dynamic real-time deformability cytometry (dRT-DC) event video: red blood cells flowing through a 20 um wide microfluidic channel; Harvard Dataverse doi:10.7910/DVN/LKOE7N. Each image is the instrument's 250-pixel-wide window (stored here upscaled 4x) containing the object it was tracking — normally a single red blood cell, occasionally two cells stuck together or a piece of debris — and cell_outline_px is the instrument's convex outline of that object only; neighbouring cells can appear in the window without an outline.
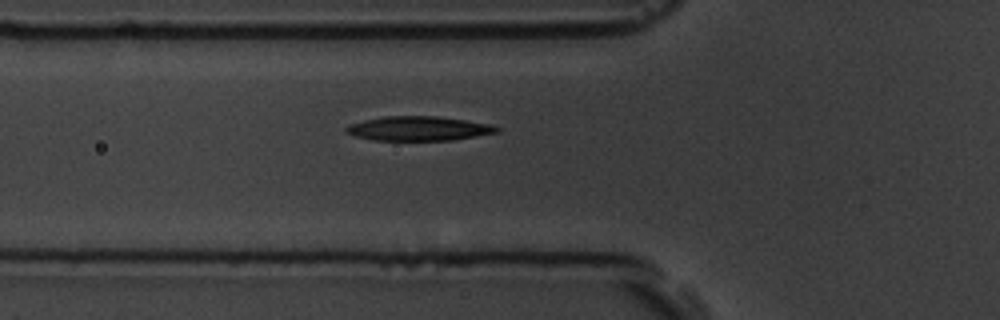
{"species": "common noctule bat (a hibernating species)", "species_latin": "Nyctalus noctula", "temperature_condition": "room temperature", "stored_images_in_passage": 5, "camera_frame_rate_fps": 3000, "um_per_image_px": 0.085, "animal": {"sex": "male", "body_mass_g": 19.5, "forearm_length_mm": 54.6}, "frame": {"image": 1, "passage_image": 5, "time_ms": 6.333, "image_size_px": [1000, 320], "cell_outline_px": [[500, 132], [452, 140], [376, 140], [356, 136], [344, 132], [344, 128], [348, 124], [364, 120], [384, 116], [436, 116], [492, 124], [500, 128]], "centroid_in_image_um": [35.58, 10.92], "position_along_channel_um": 90.2, "area_um2": 21.39}}